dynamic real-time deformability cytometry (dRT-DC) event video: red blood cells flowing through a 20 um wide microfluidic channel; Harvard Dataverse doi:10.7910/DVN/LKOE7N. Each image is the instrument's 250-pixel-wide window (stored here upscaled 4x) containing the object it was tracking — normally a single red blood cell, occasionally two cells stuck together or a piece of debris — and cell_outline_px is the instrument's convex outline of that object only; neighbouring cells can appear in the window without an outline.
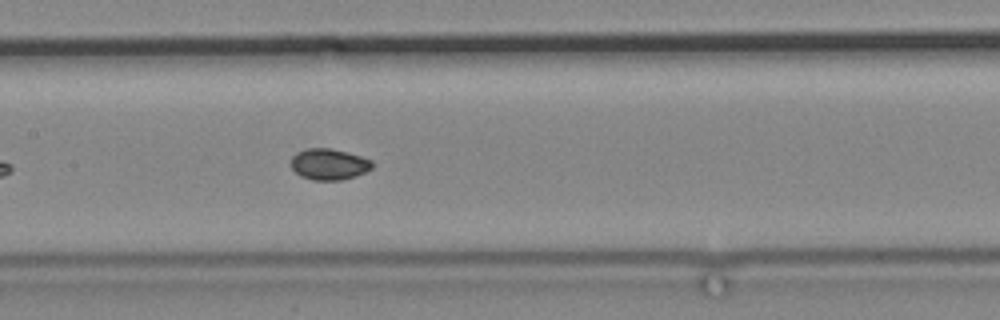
{"species": "common noctule bat (a hibernating species)", "species_latin": "Nyctalus noctula", "temperature_condition": "cold", "stored_images_in_passage": 12, "camera_frame_rate_fps": 3000, "um_per_image_px": 0.085, "animal": {"sex": "male", "body_mass_g": 19.2, "forearm_length_mm": 51.8}, "frame": {"image": 1, "passage_image": 12, "time_ms": 15.333, "image_size_px": [1000, 320], "cell_outline_px": [[372, 168], [356, 176], [340, 180], [312, 180], [300, 176], [292, 168], [292, 156], [296, 152], [308, 148], [328, 148], [348, 152], [372, 160]], "centroid_in_image_um": [27.96, 13.96], "position_along_channel_um": 179.4, "area_um2": 14.68}}